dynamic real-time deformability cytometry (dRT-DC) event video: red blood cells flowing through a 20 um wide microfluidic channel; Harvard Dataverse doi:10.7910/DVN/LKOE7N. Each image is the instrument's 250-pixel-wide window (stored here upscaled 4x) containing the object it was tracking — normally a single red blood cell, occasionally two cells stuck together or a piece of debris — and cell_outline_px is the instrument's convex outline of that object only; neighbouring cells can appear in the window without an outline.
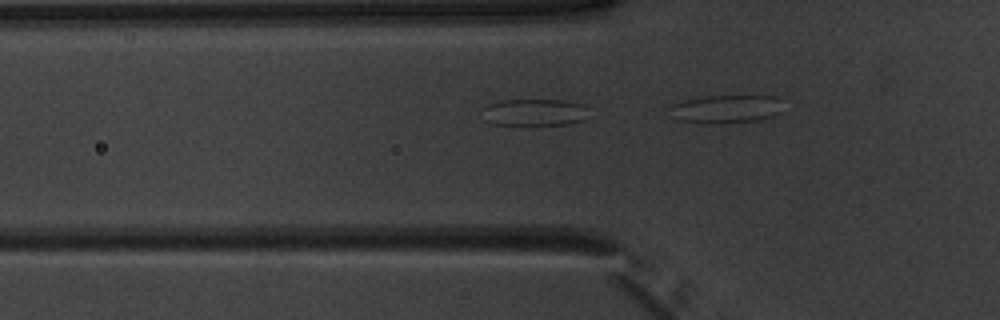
{"species": "common noctule bat (a hibernating species)", "species_latin": "Nyctalus noctula", "temperature_condition": "warm", "stored_images_in_passage": 10, "segment_of_instrument_passage": [1, 2], "camera_frame_rate_fps": 3000, "um_per_image_px": 0.085, "animal": {"sex": "male", "body_mass_g": 20.1, "forearm_length_mm": 53.5}, "frame": {"image": 1, "passage_image": 9, "time_ms": 2.667, "image_size_px": [1000, 320], "cell_outline_px": [[584, 120], [568, 124], [528, 128], [492, 124], [484, 120], [484, 108], [488, 104], [500, 100], [560, 100], [584, 104]], "centroid_in_image_um": [45.35, 9.61], "position_along_channel_um": 80.5, "area_um2": 17.4}}